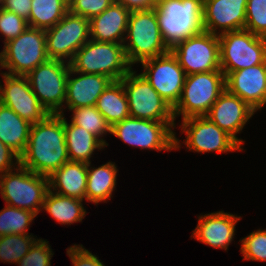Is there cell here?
<instances>
[{
    "label": "cell",
    "mask_w": 266,
    "mask_h": 266,
    "mask_svg": "<svg viewBox=\"0 0 266 266\" xmlns=\"http://www.w3.org/2000/svg\"><path fill=\"white\" fill-rule=\"evenodd\" d=\"M72 123L83 127L88 132L95 135L105 146H108L102 138L104 134L111 133V126L107 123L105 117L97 110L96 106H86L71 109Z\"/></svg>",
    "instance_id": "obj_30"
},
{
    "label": "cell",
    "mask_w": 266,
    "mask_h": 266,
    "mask_svg": "<svg viewBox=\"0 0 266 266\" xmlns=\"http://www.w3.org/2000/svg\"><path fill=\"white\" fill-rule=\"evenodd\" d=\"M244 29L266 37V0H247Z\"/></svg>",
    "instance_id": "obj_33"
},
{
    "label": "cell",
    "mask_w": 266,
    "mask_h": 266,
    "mask_svg": "<svg viewBox=\"0 0 266 266\" xmlns=\"http://www.w3.org/2000/svg\"><path fill=\"white\" fill-rule=\"evenodd\" d=\"M16 158V159H15ZM19 156L3 142L0 141V175L14 170L19 163ZM13 159H15L13 163ZM15 164V165H14ZM17 164V165H16Z\"/></svg>",
    "instance_id": "obj_39"
},
{
    "label": "cell",
    "mask_w": 266,
    "mask_h": 266,
    "mask_svg": "<svg viewBox=\"0 0 266 266\" xmlns=\"http://www.w3.org/2000/svg\"><path fill=\"white\" fill-rule=\"evenodd\" d=\"M49 190L54 193L86 200L87 163L67 162L48 177ZM53 189V190H52Z\"/></svg>",
    "instance_id": "obj_23"
},
{
    "label": "cell",
    "mask_w": 266,
    "mask_h": 266,
    "mask_svg": "<svg viewBox=\"0 0 266 266\" xmlns=\"http://www.w3.org/2000/svg\"><path fill=\"white\" fill-rule=\"evenodd\" d=\"M130 117L152 121H175L173 108L157 93L148 80L131 69L121 80Z\"/></svg>",
    "instance_id": "obj_11"
},
{
    "label": "cell",
    "mask_w": 266,
    "mask_h": 266,
    "mask_svg": "<svg viewBox=\"0 0 266 266\" xmlns=\"http://www.w3.org/2000/svg\"><path fill=\"white\" fill-rule=\"evenodd\" d=\"M220 67L225 77L233 71L266 64V37L241 29L218 35Z\"/></svg>",
    "instance_id": "obj_8"
},
{
    "label": "cell",
    "mask_w": 266,
    "mask_h": 266,
    "mask_svg": "<svg viewBox=\"0 0 266 266\" xmlns=\"http://www.w3.org/2000/svg\"><path fill=\"white\" fill-rule=\"evenodd\" d=\"M130 12L154 9L158 0H113Z\"/></svg>",
    "instance_id": "obj_41"
},
{
    "label": "cell",
    "mask_w": 266,
    "mask_h": 266,
    "mask_svg": "<svg viewBox=\"0 0 266 266\" xmlns=\"http://www.w3.org/2000/svg\"><path fill=\"white\" fill-rule=\"evenodd\" d=\"M32 124L0 103V141L19 157L26 150Z\"/></svg>",
    "instance_id": "obj_24"
},
{
    "label": "cell",
    "mask_w": 266,
    "mask_h": 266,
    "mask_svg": "<svg viewBox=\"0 0 266 266\" xmlns=\"http://www.w3.org/2000/svg\"><path fill=\"white\" fill-rule=\"evenodd\" d=\"M255 112L246 102L225 89L211 106L206 117L242 146L244 141L236 134L242 131Z\"/></svg>",
    "instance_id": "obj_17"
},
{
    "label": "cell",
    "mask_w": 266,
    "mask_h": 266,
    "mask_svg": "<svg viewBox=\"0 0 266 266\" xmlns=\"http://www.w3.org/2000/svg\"><path fill=\"white\" fill-rule=\"evenodd\" d=\"M83 200L63 196L48 190L42 209L48 212L55 221L60 224H73L82 222L86 216V210L82 204Z\"/></svg>",
    "instance_id": "obj_28"
},
{
    "label": "cell",
    "mask_w": 266,
    "mask_h": 266,
    "mask_svg": "<svg viewBox=\"0 0 266 266\" xmlns=\"http://www.w3.org/2000/svg\"><path fill=\"white\" fill-rule=\"evenodd\" d=\"M69 71L70 63L49 59L26 75L32 92L49 114L64 115Z\"/></svg>",
    "instance_id": "obj_10"
},
{
    "label": "cell",
    "mask_w": 266,
    "mask_h": 266,
    "mask_svg": "<svg viewBox=\"0 0 266 266\" xmlns=\"http://www.w3.org/2000/svg\"><path fill=\"white\" fill-rule=\"evenodd\" d=\"M69 161L63 115L49 114L42 121L32 124L26 150L19 158L20 165L49 177Z\"/></svg>",
    "instance_id": "obj_1"
},
{
    "label": "cell",
    "mask_w": 266,
    "mask_h": 266,
    "mask_svg": "<svg viewBox=\"0 0 266 266\" xmlns=\"http://www.w3.org/2000/svg\"><path fill=\"white\" fill-rule=\"evenodd\" d=\"M225 89L223 71L186 75L180 100L173 108L174 120L180 115H182V120L206 116Z\"/></svg>",
    "instance_id": "obj_6"
},
{
    "label": "cell",
    "mask_w": 266,
    "mask_h": 266,
    "mask_svg": "<svg viewBox=\"0 0 266 266\" xmlns=\"http://www.w3.org/2000/svg\"><path fill=\"white\" fill-rule=\"evenodd\" d=\"M31 2L32 0H3L0 7L28 20L31 11Z\"/></svg>",
    "instance_id": "obj_40"
},
{
    "label": "cell",
    "mask_w": 266,
    "mask_h": 266,
    "mask_svg": "<svg viewBox=\"0 0 266 266\" xmlns=\"http://www.w3.org/2000/svg\"><path fill=\"white\" fill-rule=\"evenodd\" d=\"M130 11L112 3L90 21V39L97 42L124 43Z\"/></svg>",
    "instance_id": "obj_22"
},
{
    "label": "cell",
    "mask_w": 266,
    "mask_h": 266,
    "mask_svg": "<svg viewBox=\"0 0 266 266\" xmlns=\"http://www.w3.org/2000/svg\"><path fill=\"white\" fill-rule=\"evenodd\" d=\"M154 9L162 38L170 50L204 31L203 0H158Z\"/></svg>",
    "instance_id": "obj_2"
},
{
    "label": "cell",
    "mask_w": 266,
    "mask_h": 266,
    "mask_svg": "<svg viewBox=\"0 0 266 266\" xmlns=\"http://www.w3.org/2000/svg\"><path fill=\"white\" fill-rule=\"evenodd\" d=\"M65 142L71 162L90 163L95 149H103L105 145L92 133L72 122L69 124L63 115Z\"/></svg>",
    "instance_id": "obj_25"
},
{
    "label": "cell",
    "mask_w": 266,
    "mask_h": 266,
    "mask_svg": "<svg viewBox=\"0 0 266 266\" xmlns=\"http://www.w3.org/2000/svg\"><path fill=\"white\" fill-rule=\"evenodd\" d=\"M123 45L131 66L170 51L162 38L155 9L130 13Z\"/></svg>",
    "instance_id": "obj_4"
},
{
    "label": "cell",
    "mask_w": 266,
    "mask_h": 266,
    "mask_svg": "<svg viewBox=\"0 0 266 266\" xmlns=\"http://www.w3.org/2000/svg\"><path fill=\"white\" fill-rule=\"evenodd\" d=\"M185 132L184 144L189 150L199 153L242 151L230 135L218 127L206 116L189 117L182 120V133Z\"/></svg>",
    "instance_id": "obj_15"
},
{
    "label": "cell",
    "mask_w": 266,
    "mask_h": 266,
    "mask_svg": "<svg viewBox=\"0 0 266 266\" xmlns=\"http://www.w3.org/2000/svg\"><path fill=\"white\" fill-rule=\"evenodd\" d=\"M148 80L157 93L174 108L180 100L186 73L171 50L141 62Z\"/></svg>",
    "instance_id": "obj_14"
},
{
    "label": "cell",
    "mask_w": 266,
    "mask_h": 266,
    "mask_svg": "<svg viewBox=\"0 0 266 266\" xmlns=\"http://www.w3.org/2000/svg\"><path fill=\"white\" fill-rule=\"evenodd\" d=\"M69 11L68 0H32L28 26L47 30Z\"/></svg>",
    "instance_id": "obj_29"
},
{
    "label": "cell",
    "mask_w": 266,
    "mask_h": 266,
    "mask_svg": "<svg viewBox=\"0 0 266 266\" xmlns=\"http://www.w3.org/2000/svg\"><path fill=\"white\" fill-rule=\"evenodd\" d=\"M90 166L91 162L87 164L86 200L96 205L102 201L106 203L112 197V192L116 187V177L119 170L115 162L110 161L98 168Z\"/></svg>",
    "instance_id": "obj_26"
},
{
    "label": "cell",
    "mask_w": 266,
    "mask_h": 266,
    "mask_svg": "<svg viewBox=\"0 0 266 266\" xmlns=\"http://www.w3.org/2000/svg\"><path fill=\"white\" fill-rule=\"evenodd\" d=\"M38 239L25 234H9L0 236V260L8 263H18Z\"/></svg>",
    "instance_id": "obj_32"
},
{
    "label": "cell",
    "mask_w": 266,
    "mask_h": 266,
    "mask_svg": "<svg viewBox=\"0 0 266 266\" xmlns=\"http://www.w3.org/2000/svg\"><path fill=\"white\" fill-rule=\"evenodd\" d=\"M112 3L113 0H68L69 11L71 13L89 20L101 14Z\"/></svg>",
    "instance_id": "obj_37"
},
{
    "label": "cell",
    "mask_w": 266,
    "mask_h": 266,
    "mask_svg": "<svg viewBox=\"0 0 266 266\" xmlns=\"http://www.w3.org/2000/svg\"><path fill=\"white\" fill-rule=\"evenodd\" d=\"M96 108L111 127L130 116L128 98L120 80L108 85L99 96Z\"/></svg>",
    "instance_id": "obj_27"
},
{
    "label": "cell",
    "mask_w": 266,
    "mask_h": 266,
    "mask_svg": "<svg viewBox=\"0 0 266 266\" xmlns=\"http://www.w3.org/2000/svg\"><path fill=\"white\" fill-rule=\"evenodd\" d=\"M174 121H152L127 117L111 127V134L132 147L150 150L180 149V140L176 138Z\"/></svg>",
    "instance_id": "obj_5"
},
{
    "label": "cell",
    "mask_w": 266,
    "mask_h": 266,
    "mask_svg": "<svg viewBox=\"0 0 266 266\" xmlns=\"http://www.w3.org/2000/svg\"><path fill=\"white\" fill-rule=\"evenodd\" d=\"M246 6L247 0H203L204 31L219 35L244 29Z\"/></svg>",
    "instance_id": "obj_18"
},
{
    "label": "cell",
    "mask_w": 266,
    "mask_h": 266,
    "mask_svg": "<svg viewBox=\"0 0 266 266\" xmlns=\"http://www.w3.org/2000/svg\"><path fill=\"white\" fill-rule=\"evenodd\" d=\"M48 190V177L20 164L14 170L0 175V194L6 205L28 210L36 215L43 207Z\"/></svg>",
    "instance_id": "obj_7"
},
{
    "label": "cell",
    "mask_w": 266,
    "mask_h": 266,
    "mask_svg": "<svg viewBox=\"0 0 266 266\" xmlns=\"http://www.w3.org/2000/svg\"><path fill=\"white\" fill-rule=\"evenodd\" d=\"M198 218V224L193 230L191 238L213 248L227 250L235 236L236 223L241 217L217 211L201 215Z\"/></svg>",
    "instance_id": "obj_20"
},
{
    "label": "cell",
    "mask_w": 266,
    "mask_h": 266,
    "mask_svg": "<svg viewBox=\"0 0 266 266\" xmlns=\"http://www.w3.org/2000/svg\"><path fill=\"white\" fill-rule=\"evenodd\" d=\"M74 72L104 75L121 80L131 69L123 43L87 41L70 62Z\"/></svg>",
    "instance_id": "obj_3"
},
{
    "label": "cell",
    "mask_w": 266,
    "mask_h": 266,
    "mask_svg": "<svg viewBox=\"0 0 266 266\" xmlns=\"http://www.w3.org/2000/svg\"><path fill=\"white\" fill-rule=\"evenodd\" d=\"M52 256L48 241L39 238L17 264L19 266H51Z\"/></svg>",
    "instance_id": "obj_36"
},
{
    "label": "cell",
    "mask_w": 266,
    "mask_h": 266,
    "mask_svg": "<svg viewBox=\"0 0 266 266\" xmlns=\"http://www.w3.org/2000/svg\"><path fill=\"white\" fill-rule=\"evenodd\" d=\"M45 35L49 58L69 60L70 63L76 52L90 40V21L68 11L55 26L45 30Z\"/></svg>",
    "instance_id": "obj_12"
},
{
    "label": "cell",
    "mask_w": 266,
    "mask_h": 266,
    "mask_svg": "<svg viewBox=\"0 0 266 266\" xmlns=\"http://www.w3.org/2000/svg\"><path fill=\"white\" fill-rule=\"evenodd\" d=\"M28 27L27 20L0 7V33L4 44L18 37Z\"/></svg>",
    "instance_id": "obj_35"
},
{
    "label": "cell",
    "mask_w": 266,
    "mask_h": 266,
    "mask_svg": "<svg viewBox=\"0 0 266 266\" xmlns=\"http://www.w3.org/2000/svg\"><path fill=\"white\" fill-rule=\"evenodd\" d=\"M239 241L243 260L266 261V229L254 231Z\"/></svg>",
    "instance_id": "obj_34"
},
{
    "label": "cell",
    "mask_w": 266,
    "mask_h": 266,
    "mask_svg": "<svg viewBox=\"0 0 266 266\" xmlns=\"http://www.w3.org/2000/svg\"><path fill=\"white\" fill-rule=\"evenodd\" d=\"M171 52L176 56L186 75L222 71L219 37L216 34L203 31L178 43Z\"/></svg>",
    "instance_id": "obj_13"
},
{
    "label": "cell",
    "mask_w": 266,
    "mask_h": 266,
    "mask_svg": "<svg viewBox=\"0 0 266 266\" xmlns=\"http://www.w3.org/2000/svg\"><path fill=\"white\" fill-rule=\"evenodd\" d=\"M0 103L11 108L19 117L31 124L42 121L49 113L32 92L26 76L0 73ZM4 86V87H3Z\"/></svg>",
    "instance_id": "obj_16"
},
{
    "label": "cell",
    "mask_w": 266,
    "mask_h": 266,
    "mask_svg": "<svg viewBox=\"0 0 266 266\" xmlns=\"http://www.w3.org/2000/svg\"><path fill=\"white\" fill-rule=\"evenodd\" d=\"M66 251L67 255L72 260L73 266H105L96 255L85 249L82 244H74Z\"/></svg>",
    "instance_id": "obj_38"
},
{
    "label": "cell",
    "mask_w": 266,
    "mask_h": 266,
    "mask_svg": "<svg viewBox=\"0 0 266 266\" xmlns=\"http://www.w3.org/2000/svg\"><path fill=\"white\" fill-rule=\"evenodd\" d=\"M226 89L255 111L266 105V64L230 72L225 77Z\"/></svg>",
    "instance_id": "obj_19"
},
{
    "label": "cell",
    "mask_w": 266,
    "mask_h": 266,
    "mask_svg": "<svg viewBox=\"0 0 266 266\" xmlns=\"http://www.w3.org/2000/svg\"><path fill=\"white\" fill-rule=\"evenodd\" d=\"M71 74H79L71 77ZM112 80L104 75L74 72L71 68L67 76L65 105L69 111L86 106H96L102 92Z\"/></svg>",
    "instance_id": "obj_21"
},
{
    "label": "cell",
    "mask_w": 266,
    "mask_h": 266,
    "mask_svg": "<svg viewBox=\"0 0 266 266\" xmlns=\"http://www.w3.org/2000/svg\"><path fill=\"white\" fill-rule=\"evenodd\" d=\"M45 30L27 27L18 37L4 44L0 53L1 68L10 75L26 76L48 61Z\"/></svg>",
    "instance_id": "obj_9"
},
{
    "label": "cell",
    "mask_w": 266,
    "mask_h": 266,
    "mask_svg": "<svg viewBox=\"0 0 266 266\" xmlns=\"http://www.w3.org/2000/svg\"><path fill=\"white\" fill-rule=\"evenodd\" d=\"M37 215L31 211L6 205L0 211V236L28 234V227Z\"/></svg>",
    "instance_id": "obj_31"
}]
</instances>
